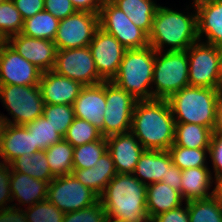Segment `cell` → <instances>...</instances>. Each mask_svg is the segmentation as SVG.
Listing matches in <instances>:
<instances>
[{
    "instance_id": "obj_1",
    "label": "cell",
    "mask_w": 222,
    "mask_h": 222,
    "mask_svg": "<svg viewBox=\"0 0 222 222\" xmlns=\"http://www.w3.org/2000/svg\"><path fill=\"white\" fill-rule=\"evenodd\" d=\"M179 10L163 3L156 9L149 46L155 51H186L199 41L197 11L194 2ZM181 10V11H180Z\"/></svg>"
},
{
    "instance_id": "obj_2",
    "label": "cell",
    "mask_w": 222,
    "mask_h": 222,
    "mask_svg": "<svg viewBox=\"0 0 222 222\" xmlns=\"http://www.w3.org/2000/svg\"><path fill=\"white\" fill-rule=\"evenodd\" d=\"M130 131L145 150H168L174 143L175 119L167 100L137 101Z\"/></svg>"
},
{
    "instance_id": "obj_3",
    "label": "cell",
    "mask_w": 222,
    "mask_h": 222,
    "mask_svg": "<svg viewBox=\"0 0 222 222\" xmlns=\"http://www.w3.org/2000/svg\"><path fill=\"white\" fill-rule=\"evenodd\" d=\"M147 185L133 174L117 173L107 184L99 201L108 216L129 222H150L146 209Z\"/></svg>"
},
{
    "instance_id": "obj_4",
    "label": "cell",
    "mask_w": 222,
    "mask_h": 222,
    "mask_svg": "<svg viewBox=\"0 0 222 222\" xmlns=\"http://www.w3.org/2000/svg\"><path fill=\"white\" fill-rule=\"evenodd\" d=\"M219 88L187 86L167 99L175 123L203 125L213 130Z\"/></svg>"
},
{
    "instance_id": "obj_5",
    "label": "cell",
    "mask_w": 222,
    "mask_h": 222,
    "mask_svg": "<svg viewBox=\"0 0 222 222\" xmlns=\"http://www.w3.org/2000/svg\"><path fill=\"white\" fill-rule=\"evenodd\" d=\"M156 51L148 46L126 50L112 82L137 101L152 100V81Z\"/></svg>"
},
{
    "instance_id": "obj_6",
    "label": "cell",
    "mask_w": 222,
    "mask_h": 222,
    "mask_svg": "<svg viewBox=\"0 0 222 222\" xmlns=\"http://www.w3.org/2000/svg\"><path fill=\"white\" fill-rule=\"evenodd\" d=\"M187 51H156L152 81L154 99L167 100L189 86Z\"/></svg>"
},
{
    "instance_id": "obj_7",
    "label": "cell",
    "mask_w": 222,
    "mask_h": 222,
    "mask_svg": "<svg viewBox=\"0 0 222 222\" xmlns=\"http://www.w3.org/2000/svg\"><path fill=\"white\" fill-rule=\"evenodd\" d=\"M0 102L8 112L0 111L3 123L23 126L42 116L45 105L39 85H0Z\"/></svg>"
},
{
    "instance_id": "obj_8",
    "label": "cell",
    "mask_w": 222,
    "mask_h": 222,
    "mask_svg": "<svg viewBox=\"0 0 222 222\" xmlns=\"http://www.w3.org/2000/svg\"><path fill=\"white\" fill-rule=\"evenodd\" d=\"M186 51L189 86L219 88L222 54L218 46L198 41Z\"/></svg>"
},
{
    "instance_id": "obj_9",
    "label": "cell",
    "mask_w": 222,
    "mask_h": 222,
    "mask_svg": "<svg viewBox=\"0 0 222 222\" xmlns=\"http://www.w3.org/2000/svg\"><path fill=\"white\" fill-rule=\"evenodd\" d=\"M99 27L114 36L127 50L149 46L148 35L111 0H103L99 12Z\"/></svg>"
},
{
    "instance_id": "obj_10",
    "label": "cell",
    "mask_w": 222,
    "mask_h": 222,
    "mask_svg": "<svg viewBox=\"0 0 222 222\" xmlns=\"http://www.w3.org/2000/svg\"><path fill=\"white\" fill-rule=\"evenodd\" d=\"M47 200L62 212L70 213L96 204L99 196L71 174L55 177L49 183Z\"/></svg>"
},
{
    "instance_id": "obj_11",
    "label": "cell",
    "mask_w": 222,
    "mask_h": 222,
    "mask_svg": "<svg viewBox=\"0 0 222 222\" xmlns=\"http://www.w3.org/2000/svg\"><path fill=\"white\" fill-rule=\"evenodd\" d=\"M98 28L99 14L76 11L61 19L54 38L57 50L89 46Z\"/></svg>"
},
{
    "instance_id": "obj_12",
    "label": "cell",
    "mask_w": 222,
    "mask_h": 222,
    "mask_svg": "<svg viewBox=\"0 0 222 222\" xmlns=\"http://www.w3.org/2000/svg\"><path fill=\"white\" fill-rule=\"evenodd\" d=\"M137 100L112 81H106L104 138L131 130L132 113Z\"/></svg>"
},
{
    "instance_id": "obj_13",
    "label": "cell",
    "mask_w": 222,
    "mask_h": 222,
    "mask_svg": "<svg viewBox=\"0 0 222 222\" xmlns=\"http://www.w3.org/2000/svg\"><path fill=\"white\" fill-rule=\"evenodd\" d=\"M53 71L79 81L83 86L104 82L99 76L89 47L57 50Z\"/></svg>"
},
{
    "instance_id": "obj_14",
    "label": "cell",
    "mask_w": 222,
    "mask_h": 222,
    "mask_svg": "<svg viewBox=\"0 0 222 222\" xmlns=\"http://www.w3.org/2000/svg\"><path fill=\"white\" fill-rule=\"evenodd\" d=\"M88 47L99 76L104 81H112L118 73L127 49L114 36L100 27L97 29Z\"/></svg>"
},
{
    "instance_id": "obj_15",
    "label": "cell",
    "mask_w": 222,
    "mask_h": 222,
    "mask_svg": "<svg viewBox=\"0 0 222 222\" xmlns=\"http://www.w3.org/2000/svg\"><path fill=\"white\" fill-rule=\"evenodd\" d=\"M42 71L8 43L0 48V85H39Z\"/></svg>"
},
{
    "instance_id": "obj_16",
    "label": "cell",
    "mask_w": 222,
    "mask_h": 222,
    "mask_svg": "<svg viewBox=\"0 0 222 222\" xmlns=\"http://www.w3.org/2000/svg\"><path fill=\"white\" fill-rule=\"evenodd\" d=\"M7 43L42 72L53 70L57 55L54 41L33 38L20 33L10 36Z\"/></svg>"
},
{
    "instance_id": "obj_17",
    "label": "cell",
    "mask_w": 222,
    "mask_h": 222,
    "mask_svg": "<svg viewBox=\"0 0 222 222\" xmlns=\"http://www.w3.org/2000/svg\"><path fill=\"white\" fill-rule=\"evenodd\" d=\"M75 117L94 125L104 137V115L106 110V81L83 86L73 103Z\"/></svg>"
},
{
    "instance_id": "obj_18",
    "label": "cell",
    "mask_w": 222,
    "mask_h": 222,
    "mask_svg": "<svg viewBox=\"0 0 222 222\" xmlns=\"http://www.w3.org/2000/svg\"><path fill=\"white\" fill-rule=\"evenodd\" d=\"M49 183L11 169L10 191L13 219L23 208L47 199ZM24 206V207H23Z\"/></svg>"
},
{
    "instance_id": "obj_19",
    "label": "cell",
    "mask_w": 222,
    "mask_h": 222,
    "mask_svg": "<svg viewBox=\"0 0 222 222\" xmlns=\"http://www.w3.org/2000/svg\"><path fill=\"white\" fill-rule=\"evenodd\" d=\"M107 151L110 153L117 173L133 174L143 151L135 135L129 131L106 138Z\"/></svg>"
},
{
    "instance_id": "obj_20",
    "label": "cell",
    "mask_w": 222,
    "mask_h": 222,
    "mask_svg": "<svg viewBox=\"0 0 222 222\" xmlns=\"http://www.w3.org/2000/svg\"><path fill=\"white\" fill-rule=\"evenodd\" d=\"M39 87L45 104L73 105L83 85L51 70L42 72Z\"/></svg>"
},
{
    "instance_id": "obj_21",
    "label": "cell",
    "mask_w": 222,
    "mask_h": 222,
    "mask_svg": "<svg viewBox=\"0 0 222 222\" xmlns=\"http://www.w3.org/2000/svg\"><path fill=\"white\" fill-rule=\"evenodd\" d=\"M39 151L34 146L32 134L26 126L3 124L0 135V162L10 164L25 153L32 155Z\"/></svg>"
},
{
    "instance_id": "obj_22",
    "label": "cell",
    "mask_w": 222,
    "mask_h": 222,
    "mask_svg": "<svg viewBox=\"0 0 222 222\" xmlns=\"http://www.w3.org/2000/svg\"><path fill=\"white\" fill-rule=\"evenodd\" d=\"M197 11L199 41L218 46L222 42V1L193 0Z\"/></svg>"
},
{
    "instance_id": "obj_23",
    "label": "cell",
    "mask_w": 222,
    "mask_h": 222,
    "mask_svg": "<svg viewBox=\"0 0 222 222\" xmlns=\"http://www.w3.org/2000/svg\"><path fill=\"white\" fill-rule=\"evenodd\" d=\"M181 179L180 195L185 202L205 199L215 194V180L210 166L182 170Z\"/></svg>"
},
{
    "instance_id": "obj_24",
    "label": "cell",
    "mask_w": 222,
    "mask_h": 222,
    "mask_svg": "<svg viewBox=\"0 0 222 222\" xmlns=\"http://www.w3.org/2000/svg\"><path fill=\"white\" fill-rule=\"evenodd\" d=\"M172 163L168 150H144L136 164L133 175L143 184L160 182Z\"/></svg>"
},
{
    "instance_id": "obj_25",
    "label": "cell",
    "mask_w": 222,
    "mask_h": 222,
    "mask_svg": "<svg viewBox=\"0 0 222 222\" xmlns=\"http://www.w3.org/2000/svg\"><path fill=\"white\" fill-rule=\"evenodd\" d=\"M85 187L90 188L100 196L107 184L117 174L114 162L106 151L96 162L94 167L87 169H73L72 173Z\"/></svg>"
},
{
    "instance_id": "obj_26",
    "label": "cell",
    "mask_w": 222,
    "mask_h": 222,
    "mask_svg": "<svg viewBox=\"0 0 222 222\" xmlns=\"http://www.w3.org/2000/svg\"><path fill=\"white\" fill-rule=\"evenodd\" d=\"M180 192L163 182H155L147 185L146 209L149 219L156 215L175 209L183 205Z\"/></svg>"
},
{
    "instance_id": "obj_27",
    "label": "cell",
    "mask_w": 222,
    "mask_h": 222,
    "mask_svg": "<svg viewBox=\"0 0 222 222\" xmlns=\"http://www.w3.org/2000/svg\"><path fill=\"white\" fill-rule=\"evenodd\" d=\"M129 19L147 35L152 29L156 9L160 5L156 0H111Z\"/></svg>"
},
{
    "instance_id": "obj_28",
    "label": "cell",
    "mask_w": 222,
    "mask_h": 222,
    "mask_svg": "<svg viewBox=\"0 0 222 222\" xmlns=\"http://www.w3.org/2000/svg\"><path fill=\"white\" fill-rule=\"evenodd\" d=\"M213 130L198 124L175 123L174 143L172 146L186 148H209Z\"/></svg>"
},
{
    "instance_id": "obj_29",
    "label": "cell",
    "mask_w": 222,
    "mask_h": 222,
    "mask_svg": "<svg viewBox=\"0 0 222 222\" xmlns=\"http://www.w3.org/2000/svg\"><path fill=\"white\" fill-rule=\"evenodd\" d=\"M9 165L13 171L27 174L35 179L48 183L54 179L47 162L45 150H39L32 155L25 153Z\"/></svg>"
},
{
    "instance_id": "obj_30",
    "label": "cell",
    "mask_w": 222,
    "mask_h": 222,
    "mask_svg": "<svg viewBox=\"0 0 222 222\" xmlns=\"http://www.w3.org/2000/svg\"><path fill=\"white\" fill-rule=\"evenodd\" d=\"M74 147L64 138L45 150L52 176L61 177L73 173Z\"/></svg>"
},
{
    "instance_id": "obj_31",
    "label": "cell",
    "mask_w": 222,
    "mask_h": 222,
    "mask_svg": "<svg viewBox=\"0 0 222 222\" xmlns=\"http://www.w3.org/2000/svg\"><path fill=\"white\" fill-rule=\"evenodd\" d=\"M59 21L60 20L55 18L50 12L44 10L24 20L21 34L33 38L54 41Z\"/></svg>"
},
{
    "instance_id": "obj_32",
    "label": "cell",
    "mask_w": 222,
    "mask_h": 222,
    "mask_svg": "<svg viewBox=\"0 0 222 222\" xmlns=\"http://www.w3.org/2000/svg\"><path fill=\"white\" fill-rule=\"evenodd\" d=\"M64 212L47 199L19 211L12 222H63Z\"/></svg>"
},
{
    "instance_id": "obj_33",
    "label": "cell",
    "mask_w": 222,
    "mask_h": 222,
    "mask_svg": "<svg viewBox=\"0 0 222 222\" xmlns=\"http://www.w3.org/2000/svg\"><path fill=\"white\" fill-rule=\"evenodd\" d=\"M187 206L190 222H222V204L215 194L187 201Z\"/></svg>"
},
{
    "instance_id": "obj_34",
    "label": "cell",
    "mask_w": 222,
    "mask_h": 222,
    "mask_svg": "<svg viewBox=\"0 0 222 222\" xmlns=\"http://www.w3.org/2000/svg\"><path fill=\"white\" fill-rule=\"evenodd\" d=\"M172 163L180 170L209 166V148L171 146L168 149Z\"/></svg>"
},
{
    "instance_id": "obj_35",
    "label": "cell",
    "mask_w": 222,
    "mask_h": 222,
    "mask_svg": "<svg viewBox=\"0 0 222 222\" xmlns=\"http://www.w3.org/2000/svg\"><path fill=\"white\" fill-rule=\"evenodd\" d=\"M107 151L106 138L74 147L73 169L94 167L98 159Z\"/></svg>"
},
{
    "instance_id": "obj_36",
    "label": "cell",
    "mask_w": 222,
    "mask_h": 222,
    "mask_svg": "<svg viewBox=\"0 0 222 222\" xmlns=\"http://www.w3.org/2000/svg\"><path fill=\"white\" fill-rule=\"evenodd\" d=\"M25 126L33 136L34 146L39 150H46L63 139V136L56 131L43 115Z\"/></svg>"
},
{
    "instance_id": "obj_37",
    "label": "cell",
    "mask_w": 222,
    "mask_h": 222,
    "mask_svg": "<svg viewBox=\"0 0 222 222\" xmlns=\"http://www.w3.org/2000/svg\"><path fill=\"white\" fill-rule=\"evenodd\" d=\"M101 132L88 121L76 117L63 137L73 147L99 140Z\"/></svg>"
},
{
    "instance_id": "obj_38",
    "label": "cell",
    "mask_w": 222,
    "mask_h": 222,
    "mask_svg": "<svg viewBox=\"0 0 222 222\" xmlns=\"http://www.w3.org/2000/svg\"><path fill=\"white\" fill-rule=\"evenodd\" d=\"M63 137L76 118L73 105L45 104L42 114Z\"/></svg>"
},
{
    "instance_id": "obj_39",
    "label": "cell",
    "mask_w": 222,
    "mask_h": 222,
    "mask_svg": "<svg viewBox=\"0 0 222 222\" xmlns=\"http://www.w3.org/2000/svg\"><path fill=\"white\" fill-rule=\"evenodd\" d=\"M24 19L12 0L0 3V32L6 39L20 34L23 30Z\"/></svg>"
},
{
    "instance_id": "obj_40",
    "label": "cell",
    "mask_w": 222,
    "mask_h": 222,
    "mask_svg": "<svg viewBox=\"0 0 222 222\" xmlns=\"http://www.w3.org/2000/svg\"><path fill=\"white\" fill-rule=\"evenodd\" d=\"M11 167L0 162V222H12Z\"/></svg>"
},
{
    "instance_id": "obj_41",
    "label": "cell",
    "mask_w": 222,
    "mask_h": 222,
    "mask_svg": "<svg viewBox=\"0 0 222 222\" xmlns=\"http://www.w3.org/2000/svg\"><path fill=\"white\" fill-rule=\"evenodd\" d=\"M106 216L107 213L103 205L98 201L81 210L65 213L63 222H104Z\"/></svg>"
},
{
    "instance_id": "obj_42",
    "label": "cell",
    "mask_w": 222,
    "mask_h": 222,
    "mask_svg": "<svg viewBox=\"0 0 222 222\" xmlns=\"http://www.w3.org/2000/svg\"><path fill=\"white\" fill-rule=\"evenodd\" d=\"M209 166L216 181L222 176V134L220 133L212 135L209 145Z\"/></svg>"
},
{
    "instance_id": "obj_43",
    "label": "cell",
    "mask_w": 222,
    "mask_h": 222,
    "mask_svg": "<svg viewBox=\"0 0 222 222\" xmlns=\"http://www.w3.org/2000/svg\"><path fill=\"white\" fill-rule=\"evenodd\" d=\"M44 10L61 20L74 14L76 9L71 0H44Z\"/></svg>"
},
{
    "instance_id": "obj_44",
    "label": "cell",
    "mask_w": 222,
    "mask_h": 222,
    "mask_svg": "<svg viewBox=\"0 0 222 222\" xmlns=\"http://www.w3.org/2000/svg\"><path fill=\"white\" fill-rule=\"evenodd\" d=\"M150 222H190L187 202L180 207L156 215Z\"/></svg>"
},
{
    "instance_id": "obj_45",
    "label": "cell",
    "mask_w": 222,
    "mask_h": 222,
    "mask_svg": "<svg viewBox=\"0 0 222 222\" xmlns=\"http://www.w3.org/2000/svg\"><path fill=\"white\" fill-rule=\"evenodd\" d=\"M22 18L28 19L44 11V0H12Z\"/></svg>"
},
{
    "instance_id": "obj_46",
    "label": "cell",
    "mask_w": 222,
    "mask_h": 222,
    "mask_svg": "<svg viewBox=\"0 0 222 222\" xmlns=\"http://www.w3.org/2000/svg\"><path fill=\"white\" fill-rule=\"evenodd\" d=\"M181 173L182 170L171 163L169 167H167L166 177H164L161 182L168 184L170 187L180 192L182 182Z\"/></svg>"
},
{
    "instance_id": "obj_47",
    "label": "cell",
    "mask_w": 222,
    "mask_h": 222,
    "mask_svg": "<svg viewBox=\"0 0 222 222\" xmlns=\"http://www.w3.org/2000/svg\"><path fill=\"white\" fill-rule=\"evenodd\" d=\"M76 11H86L99 14L103 0H71Z\"/></svg>"
},
{
    "instance_id": "obj_48",
    "label": "cell",
    "mask_w": 222,
    "mask_h": 222,
    "mask_svg": "<svg viewBox=\"0 0 222 222\" xmlns=\"http://www.w3.org/2000/svg\"><path fill=\"white\" fill-rule=\"evenodd\" d=\"M213 133L222 134V91H220L217 101L216 121L213 128Z\"/></svg>"
},
{
    "instance_id": "obj_49",
    "label": "cell",
    "mask_w": 222,
    "mask_h": 222,
    "mask_svg": "<svg viewBox=\"0 0 222 222\" xmlns=\"http://www.w3.org/2000/svg\"><path fill=\"white\" fill-rule=\"evenodd\" d=\"M215 195L222 204V176L215 181Z\"/></svg>"
},
{
    "instance_id": "obj_50",
    "label": "cell",
    "mask_w": 222,
    "mask_h": 222,
    "mask_svg": "<svg viewBox=\"0 0 222 222\" xmlns=\"http://www.w3.org/2000/svg\"><path fill=\"white\" fill-rule=\"evenodd\" d=\"M104 222H129V221L107 215Z\"/></svg>"
},
{
    "instance_id": "obj_51",
    "label": "cell",
    "mask_w": 222,
    "mask_h": 222,
    "mask_svg": "<svg viewBox=\"0 0 222 222\" xmlns=\"http://www.w3.org/2000/svg\"><path fill=\"white\" fill-rule=\"evenodd\" d=\"M7 43V39L4 35L0 32V48H2Z\"/></svg>"
},
{
    "instance_id": "obj_52",
    "label": "cell",
    "mask_w": 222,
    "mask_h": 222,
    "mask_svg": "<svg viewBox=\"0 0 222 222\" xmlns=\"http://www.w3.org/2000/svg\"><path fill=\"white\" fill-rule=\"evenodd\" d=\"M219 90L222 91V56H221V66H220V85Z\"/></svg>"
},
{
    "instance_id": "obj_53",
    "label": "cell",
    "mask_w": 222,
    "mask_h": 222,
    "mask_svg": "<svg viewBox=\"0 0 222 222\" xmlns=\"http://www.w3.org/2000/svg\"><path fill=\"white\" fill-rule=\"evenodd\" d=\"M3 120H2V118L0 117V135H1V130H2V127H3Z\"/></svg>"
},
{
    "instance_id": "obj_54",
    "label": "cell",
    "mask_w": 222,
    "mask_h": 222,
    "mask_svg": "<svg viewBox=\"0 0 222 222\" xmlns=\"http://www.w3.org/2000/svg\"><path fill=\"white\" fill-rule=\"evenodd\" d=\"M219 52L222 54V42L218 45Z\"/></svg>"
}]
</instances>
